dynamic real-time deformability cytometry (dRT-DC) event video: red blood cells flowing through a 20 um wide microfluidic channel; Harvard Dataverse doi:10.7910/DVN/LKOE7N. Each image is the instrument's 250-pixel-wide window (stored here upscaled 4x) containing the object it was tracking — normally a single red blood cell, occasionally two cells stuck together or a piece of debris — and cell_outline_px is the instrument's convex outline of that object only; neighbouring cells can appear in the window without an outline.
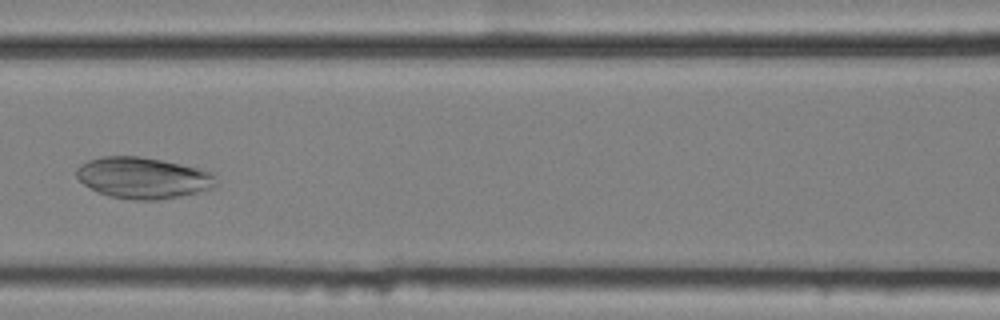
{"species": "common noctule bat (a hibernating species)", "species_latin": "Nyctalus noctula", "temperature_condition": "cold", "stored_images_in_passage": 10, "camera_frame_rate_fps": 3000, "um_per_image_px": 0.085, "animal": {"sex": "female", "body_mass_g": 25.1}, "frame": {"image": 1, "passage_image": 7, "time_ms": 2.0, "image_size_px": [1000, 320], "cell_outline_px": [[216, 184], [212, 188], [180, 196], [156, 200], [132, 200], [108, 196], [84, 184], [76, 176], [76, 168], [80, 164], [88, 160], [100, 156], [140, 156], [180, 164], [212, 172], [216, 176]], "centroid_in_image_um": [12.13, 15.11], "position_along_channel_um": 154.5, "area_um2": 33.41}}
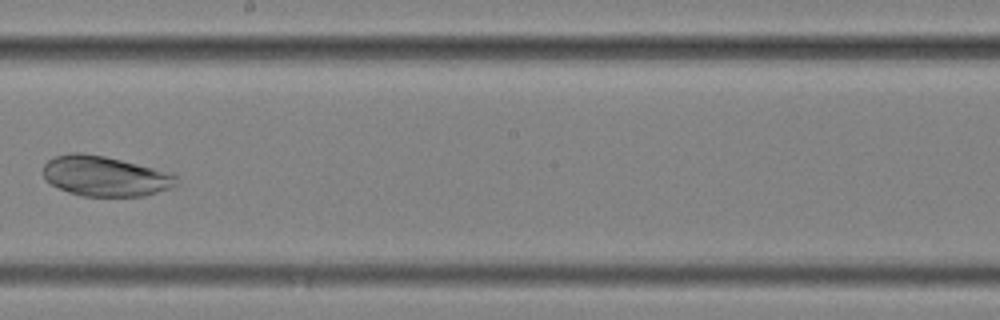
{"frame": {"image": 2, "passage_image": 9, "time_ms": 2.667, "image_size_px": [1000, 320], "cell_outline_px": [[180, 184], [172, 188], [144, 196], [84, 196], [68, 192], [44, 180], [44, 164], [48, 160], [56, 156], [68, 152], [84, 152], [104, 156], [172, 172], [180, 180]], "centroid_in_image_um": [8.98, 14.97], "position_along_channel_um": 239.2, "area_um2": 31.5}}
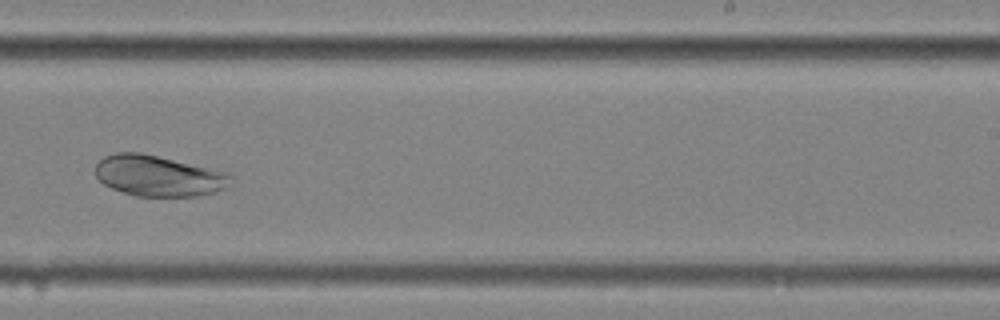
{"frame": {"image": 3, "passage_image": 10, "time_ms": 3.0, "image_size_px": [1000, 320], "cell_outline_px": [[236, 176], [232, 184], [224, 188], [212, 192], [196, 196], [136, 196], [112, 188], [104, 184], [96, 176], [96, 164], [104, 156], [116, 152], [140, 152], [228, 172]], "centroid_in_image_um": [13.51, 14.94], "position_along_channel_um": 275.5, "area_um2": 32.25}}